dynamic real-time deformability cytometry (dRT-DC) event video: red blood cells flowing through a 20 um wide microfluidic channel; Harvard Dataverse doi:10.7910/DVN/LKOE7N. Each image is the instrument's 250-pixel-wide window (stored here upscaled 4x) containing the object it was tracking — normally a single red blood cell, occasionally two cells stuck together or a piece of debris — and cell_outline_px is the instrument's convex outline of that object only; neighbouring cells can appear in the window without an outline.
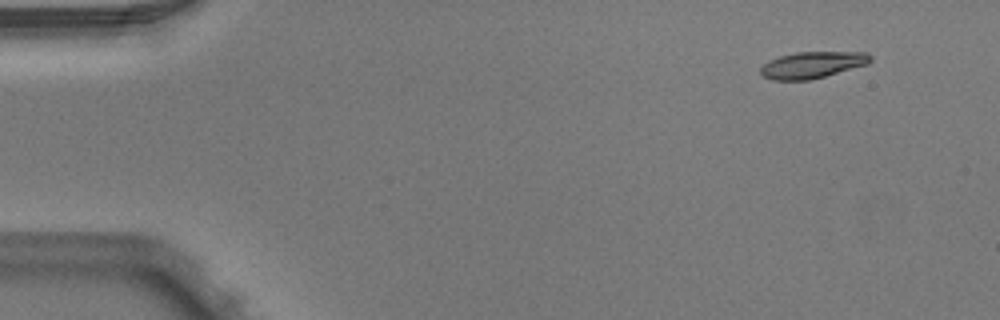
{"species": "Egyptian fruit bat (a non-hibernating species)", "species_latin": "Rousettus aegyptiacus", "temperature_condition": "warm", "stored_images_in_passage": 4, "camera_frame_rate_fps": 3000, "um_per_image_px": 0.085, "animal": {"sex": "male"}, "frame": {"image": 1, "passage_image": 1, "time_ms": 0.0, "image_size_px": [1000, 320], "cell_outline_px": [[872, 60], [868, 64], [824, 76], [808, 80], [772, 80], [764, 76], [760, 72], [760, 68], [764, 64], [780, 56], [796, 52], [868, 52], [872, 56]], "centroid_in_image_um": [69.08, 5.51], "position_along_channel_um": 15.9, "area_um2": 16.82}}